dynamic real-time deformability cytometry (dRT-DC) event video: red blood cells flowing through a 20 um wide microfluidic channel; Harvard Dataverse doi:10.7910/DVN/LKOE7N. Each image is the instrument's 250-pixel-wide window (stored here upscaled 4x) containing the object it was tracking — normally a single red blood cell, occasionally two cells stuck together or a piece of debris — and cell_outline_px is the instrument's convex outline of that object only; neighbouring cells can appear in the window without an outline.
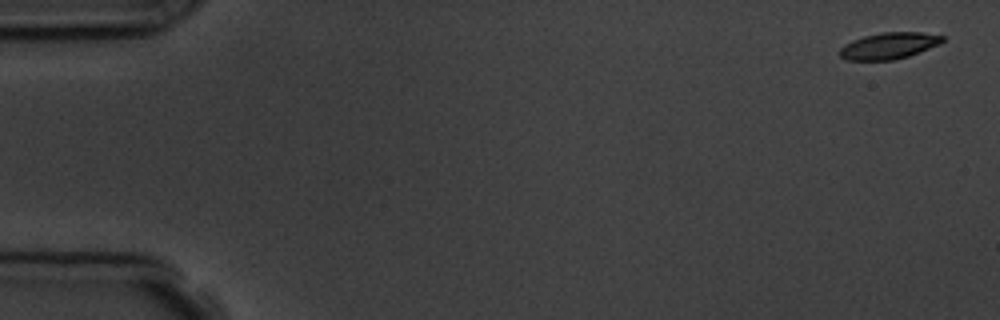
{"species": "common noctule bat (a hibernating species)", "species_latin": "Nyctalus noctula", "temperature_condition": "room temperature", "stored_images_in_passage": 6, "segment_of_instrument_passage": [1, 2], "camera_frame_rate_fps": 3000, "um_per_image_px": 0.085, "animal": {"sex": "male", "body_mass_g": 19.5, "forearm_length_mm": 54.6}, "frame": {"image": 1, "passage_image": 1, "time_ms": 0.0, "image_size_px": [1000, 320], "cell_outline_px": [[944, 40], [940, 44], [908, 56], [892, 60], [844, 60], [840, 56], [840, 48], [844, 44], [852, 40], [864, 36], [880, 32], [920, 32], [944, 36]], "centroid_in_image_um": [75.54, 3.88], "position_along_channel_um": 9.5, "area_um2": 15.84}}